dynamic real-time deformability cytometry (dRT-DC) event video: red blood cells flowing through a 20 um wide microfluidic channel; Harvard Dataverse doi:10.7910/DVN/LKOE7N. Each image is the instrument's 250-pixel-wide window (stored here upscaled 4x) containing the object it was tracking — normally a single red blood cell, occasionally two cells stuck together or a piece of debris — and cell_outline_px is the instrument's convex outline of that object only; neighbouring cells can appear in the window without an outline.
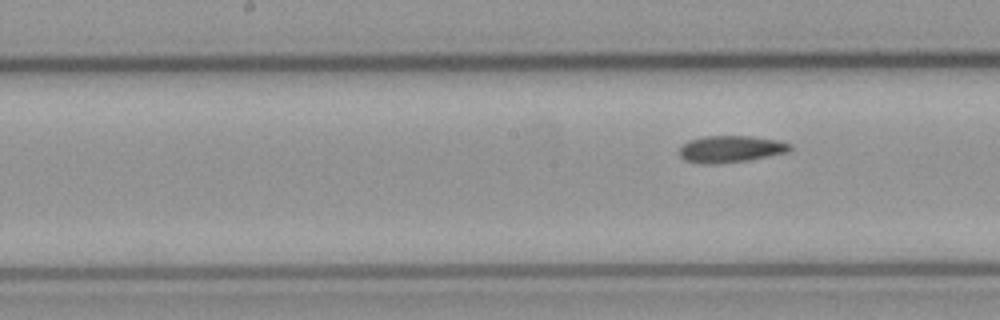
{"species": "common noctule bat (a hibernating species)", "species_latin": "Nyctalus noctula", "temperature_condition": "cold", "stored_images_in_passage": 13, "camera_frame_rate_fps": 3000, "um_per_image_px": 0.085, "animal": {"sex": "male", "body_mass_g": 23.1, "forearm_length_mm": 52.7}, "frame": {"image": 1, "passage_image": 5, "time_ms": 5.667, "image_size_px": [1000, 320], "cell_outline_px": [[792, 148], [788, 152], [748, 160], [716, 164], [700, 164], [684, 160], [680, 156], [680, 148], [688, 140], [704, 136], [748, 136], [780, 140], [792, 144]], "centroid_in_image_um": [62.11, 12.67], "position_along_channel_um": 186.1, "area_um2": 17.4}}
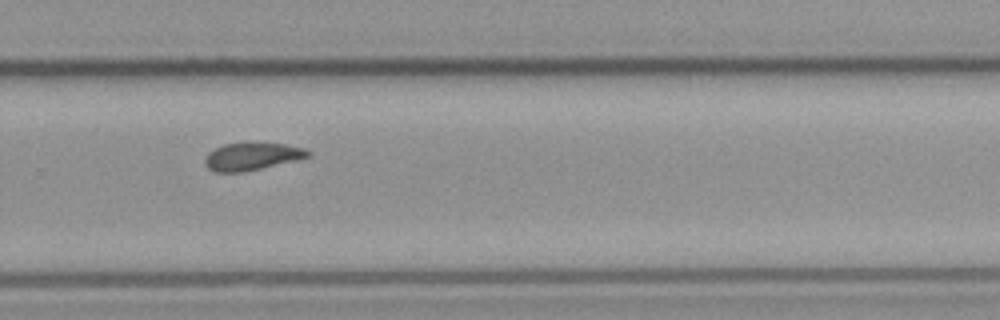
{"frame": {"image": 2, "passage_image": 8, "time_ms": 9.0, "image_size_px": [1000, 320], "cell_outline_px": [[312, 156], [300, 160], [244, 172], [212, 172], [204, 164], [204, 160], [208, 152], [212, 148], [224, 144], [248, 140], [252, 140], [284, 144], [304, 148], [312, 152]], "centroid_in_image_um": [21.43, 13.26], "position_along_channel_um": 308.4, "area_um2": 17.57}}
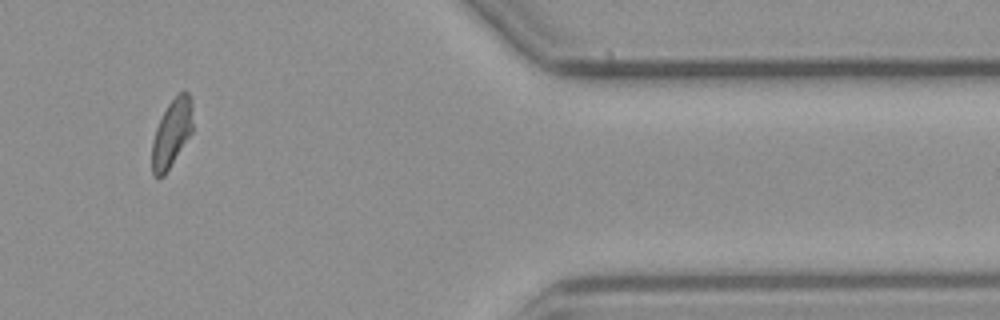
{"frame": {"image": 3, "passage_image": 11, "time_ms": 12.333, "image_size_px": [1000, 320], "cell_outline_px": [[192, 132], [164, 176], [152, 176], [152, 140], [156, 128], [168, 104], [180, 92], [188, 92], [192, 100]], "centroid_in_image_um": [14.59, 11.33], "position_along_channel_um": 396.8, "area_um2": 15.9}}